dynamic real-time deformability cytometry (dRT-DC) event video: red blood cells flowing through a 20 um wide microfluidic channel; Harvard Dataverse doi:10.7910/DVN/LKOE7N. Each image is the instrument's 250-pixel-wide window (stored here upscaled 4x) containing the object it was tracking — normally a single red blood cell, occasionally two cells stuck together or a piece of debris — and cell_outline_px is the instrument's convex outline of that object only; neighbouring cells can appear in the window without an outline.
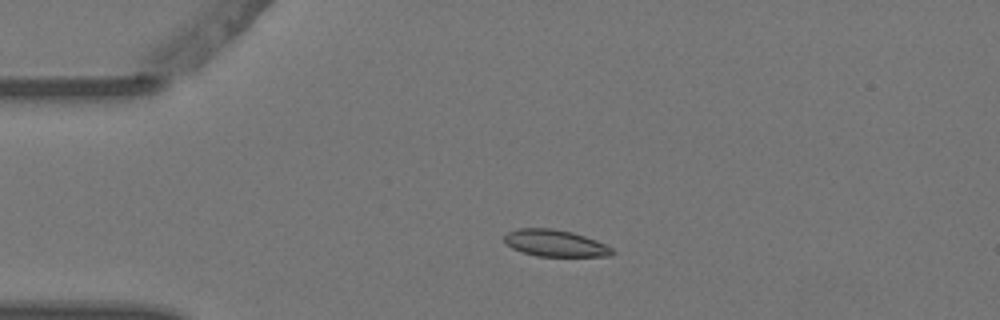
{"species": "Egyptian fruit bat (a non-hibernating species)", "species_latin": "Rousettus aegyptiacus", "temperature_condition": "warm", "stored_images_in_passage": 3, "camera_frame_rate_fps": 3000, "um_per_image_px": 0.085, "animal": {"sex": "female"}, "frame": {"image": 1, "passage_image": 2, "time_ms": 0.333, "image_size_px": [1000, 320], "cell_outline_px": [[616, 252], [612, 256], [536, 256], [520, 252], [504, 244], [504, 236], [508, 232], [516, 228], [552, 228], [572, 232], [596, 240], [612, 248]], "centroid_in_image_um": [47.15, 20.67], "position_along_channel_um": 37.8, "area_um2": 16.99}}